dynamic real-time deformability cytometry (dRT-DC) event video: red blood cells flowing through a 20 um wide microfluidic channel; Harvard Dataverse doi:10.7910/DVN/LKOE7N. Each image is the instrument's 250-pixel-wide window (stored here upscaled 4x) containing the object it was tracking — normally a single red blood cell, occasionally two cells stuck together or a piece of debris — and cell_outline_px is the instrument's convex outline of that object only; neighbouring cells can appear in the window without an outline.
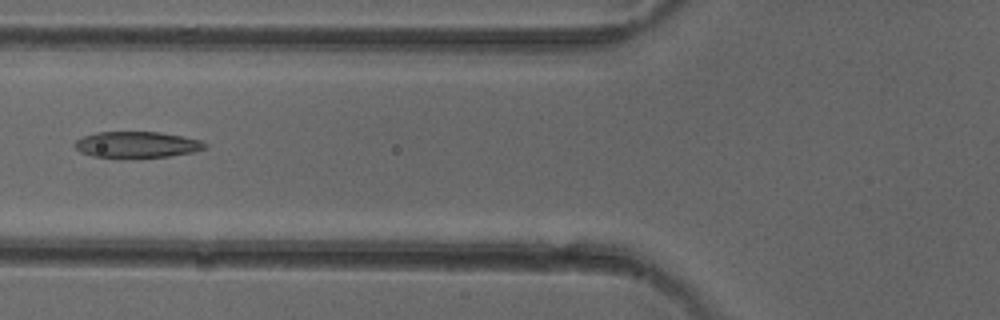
{"species": "common noctule bat (a hibernating species)", "species_latin": "Nyctalus noctula", "temperature_condition": "cold", "stored_images_in_passage": 3, "camera_frame_rate_fps": 3000, "um_per_image_px": 0.085, "animal": {"sex": "female"}, "frame": {"image": 1, "passage_image": 3, "time_ms": 2.333, "image_size_px": [1000, 320], "cell_outline_px": [[208, 148], [192, 152], [172, 156], [92, 156], [80, 152], [72, 144], [76, 140], [84, 136], [96, 132], [160, 132], [204, 140], [208, 144]], "centroid_in_image_um": [11.69, 12.27], "position_along_channel_um": 114.1, "area_um2": 19.59}}